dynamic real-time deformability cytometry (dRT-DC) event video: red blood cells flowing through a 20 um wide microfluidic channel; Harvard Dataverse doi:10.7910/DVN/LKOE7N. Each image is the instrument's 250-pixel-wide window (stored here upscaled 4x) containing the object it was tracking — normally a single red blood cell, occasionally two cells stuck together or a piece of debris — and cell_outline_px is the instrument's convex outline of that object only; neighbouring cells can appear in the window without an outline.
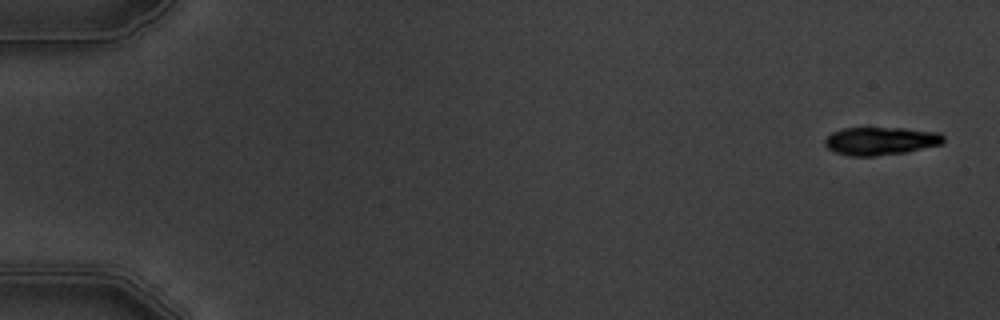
{"species": "common noctule bat (a hibernating species)", "species_latin": "Nyctalus noctula", "temperature_condition": "warm", "stored_images_in_passage": 5, "camera_frame_rate_fps": 3000, "um_per_image_px": 0.085, "animal": {"sex": "male", "body_mass_g": 19.5, "forearm_length_mm": 54.6}, "frame": {"image": 1, "passage_image": 1, "time_ms": 0.0, "image_size_px": [1000, 320], "cell_outline_px": [[944, 140], [940, 144], [904, 152], [876, 156], [848, 156], [836, 152], [828, 148], [824, 144], [824, 140], [832, 132], [844, 128], [904, 128], [940, 132], [944, 136]], "centroid_in_image_um": [74.84, 11.98], "position_along_channel_um": 10.2, "area_um2": 19.25}}
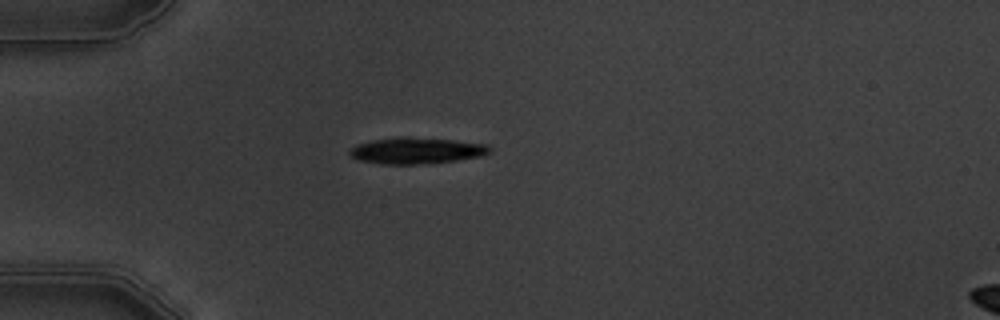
{"frame": {"image": 2, "passage_image": 5, "time_ms": 4.667, "image_size_px": [1000, 320], "cell_outline_px": [[492, 152], [484, 156], [456, 160], [416, 164], [380, 164], [356, 160], [348, 156], [348, 152], [356, 144], [372, 140], [400, 136], [408, 136], [452, 140], [488, 144], [492, 148]], "centroid_in_image_um": [35.38, 12.8], "position_along_channel_um": 49.6, "area_um2": 21.79}}